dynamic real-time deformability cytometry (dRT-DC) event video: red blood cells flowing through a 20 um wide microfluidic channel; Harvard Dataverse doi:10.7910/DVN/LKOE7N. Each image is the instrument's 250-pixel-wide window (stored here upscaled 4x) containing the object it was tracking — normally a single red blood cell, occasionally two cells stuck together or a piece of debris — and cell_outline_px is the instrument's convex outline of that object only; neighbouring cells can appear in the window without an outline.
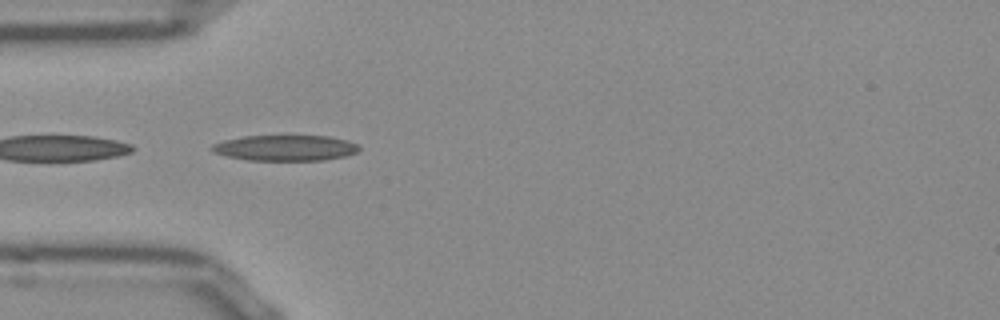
{"species": "Egyptian fruit bat (a non-hibernating species)", "species_latin": "Rousettus aegyptiacus", "temperature_condition": "room temperature", "stored_images_in_passage": 41, "camera_frame_rate_fps": 3000, "um_per_image_px": 0.085, "frame": {"image": 1, "passage_image": 5, "time_ms": 1.333, "image_size_px": [1000, 320], "cell_outline_px": [[360, 152], [344, 156], [324, 160], [248, 160], [228, 156], [212, 152], [208, 148], [212, 144], [224, 140], [244, 136], [328, 136], [348, 140], [356, 144], [360, 148]], "centroid_in_image_um": [24.25, 12.57], "position_along_channel_um": 60.8, "area_um2": 22.08}}
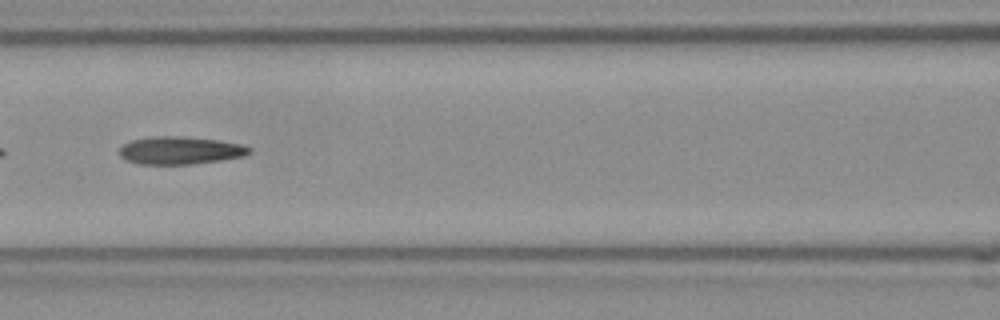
{"frame": {"image": 2, "passage_image": 12, "time_ms": 3.667, "image_size_px": [1000, 320], "cell_outline_px": [[252, 152], [244, 156], [220, 160], [192, 164], [140, 164], [124, 160], [120, 156], [120, 148], [124, 144], [132, 140], [156, 136], [180, 136], [216, 140], [240, 144], [252, 148]], "centroid_in_image_um": [15.31, 12.79], "position_along_channel_um": 151.3, "area_um2": 20.87}}
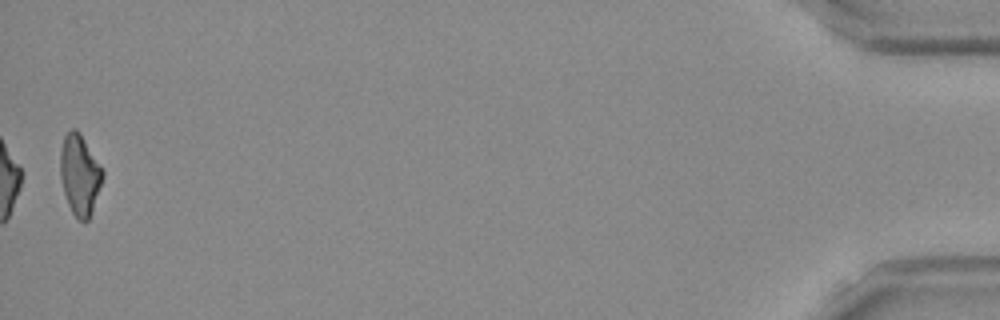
{"frame": {"image": 3, "passage_image": 41, "time_ms": 13.333, "image_size_px": [1000, 320], "cell_outline_px": [[104, 176], [92, 212], [88, 220], [80, 220], [72, 212], [68, 204], [64, 192], [60, 176], [60, 152], [64, 136], [72, 128], [76, 128], [80, 132], [104, 172]], "centroid_in_image_um": [6.77, 14.83], "position_along_channel_um": 428.4, "area_um2": 19.71}, "authors_computed_cell_mechanics": {"area_um2": 20.5768, "velocity_mm_per_s": 3.8978, "shape_relaxation_time_tau1_ms": null, "shape_relaxation_time_tau2_ms": 5.2493, "deformation_change_tau1": null, "deformation_change_tau2": 0.1717}}